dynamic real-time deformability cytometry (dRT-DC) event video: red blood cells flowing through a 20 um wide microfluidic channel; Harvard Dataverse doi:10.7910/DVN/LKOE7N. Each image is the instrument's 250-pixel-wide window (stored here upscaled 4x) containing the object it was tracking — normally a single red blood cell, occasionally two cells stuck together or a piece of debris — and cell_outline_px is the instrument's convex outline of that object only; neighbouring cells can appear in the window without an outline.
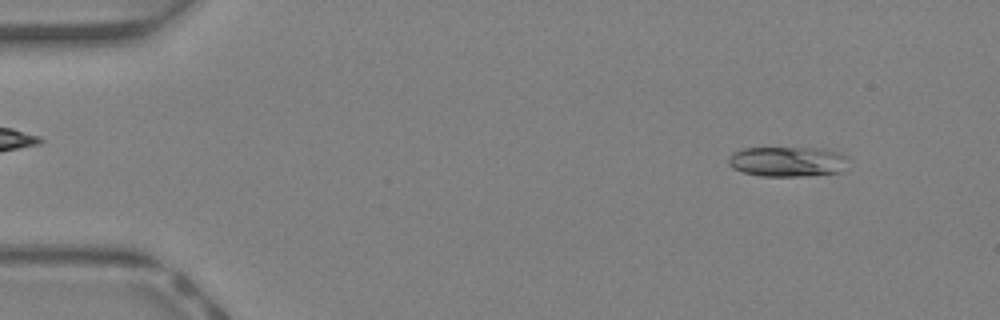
{"species": "Egyptian fruit bat (a non-hibernating species)", "species_latin": "Rousettus aegyptiacus", "temperature_condition": "warm", "stored_images_in_passage": 43, "camera_frame_rate_fps": 3000, "um_per_image_px": 0.085, "animal": {"sex": "female"}, "frame": {"image": 1, "passage_image": 4, "time_ms": 1.0, "image_size_px": [1000, 320], "cell_outline_px": [[848, 156], [840, 172], [804, 176], [760, 176], [744, 172], [732, 168], [728, 164], [728, 160], [736, 152], [744, 148], [824, 148]], "centroid_in_image_um": [66.93, 13.73], "position_along_channel_um": 18.1, "area_um2": 20.75}}
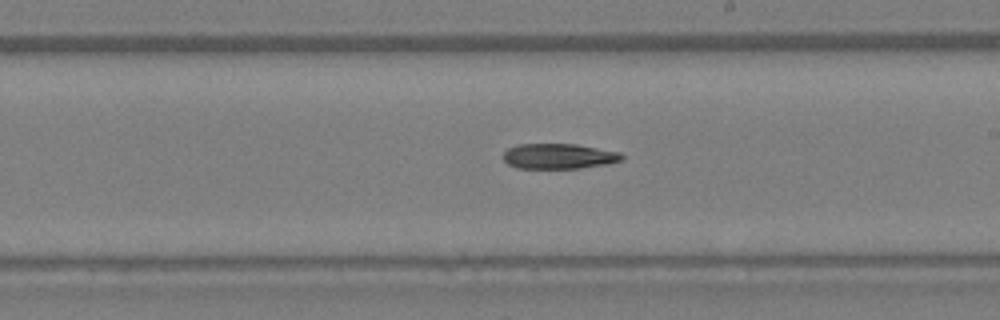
{"frame": {"image": 2, "passage_image": 25, "time_ms": 8.0, "image_size_px": [1000, 320], "cell_outline_px": [[624, 160], [608, 164], [580, 168], [516, 168], [508, 164], [504, 160], [504, 152], [508, 148], [520, 144], [576, 144], [620, 152], [624, 156]], "centroid_in_image_um": [47.53, 13.28], "position_along_channel_um": 241.5, "area_um2": 17.51}}
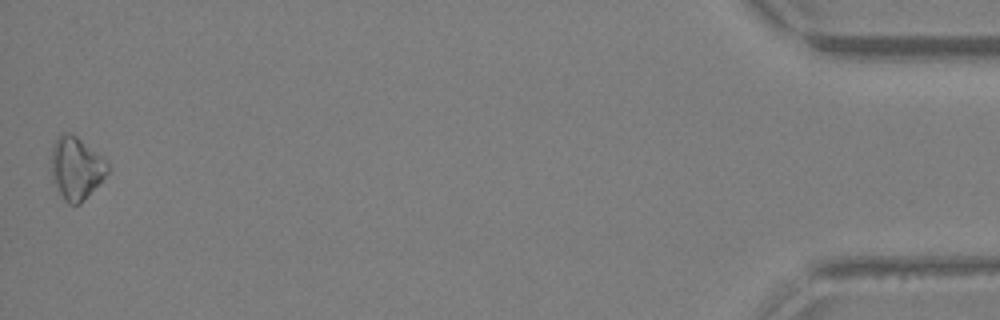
{"frame": {"image": 3, "passage_image": 43, "time_ms": 14.0, "image_size_px": [1000, 320], "cell_outline_px": [[108, 172], [80, 204], [68, 204], [64, 200], [52, 180], [52, 148], [56, 140], [64, 132], [68, 132], [76, 136], [100, 156], [108, 164]], "centroid_in_image_um": [6.45, 14.31], "position_along_channel_um": 428.7, "area_um2": 19.88}}